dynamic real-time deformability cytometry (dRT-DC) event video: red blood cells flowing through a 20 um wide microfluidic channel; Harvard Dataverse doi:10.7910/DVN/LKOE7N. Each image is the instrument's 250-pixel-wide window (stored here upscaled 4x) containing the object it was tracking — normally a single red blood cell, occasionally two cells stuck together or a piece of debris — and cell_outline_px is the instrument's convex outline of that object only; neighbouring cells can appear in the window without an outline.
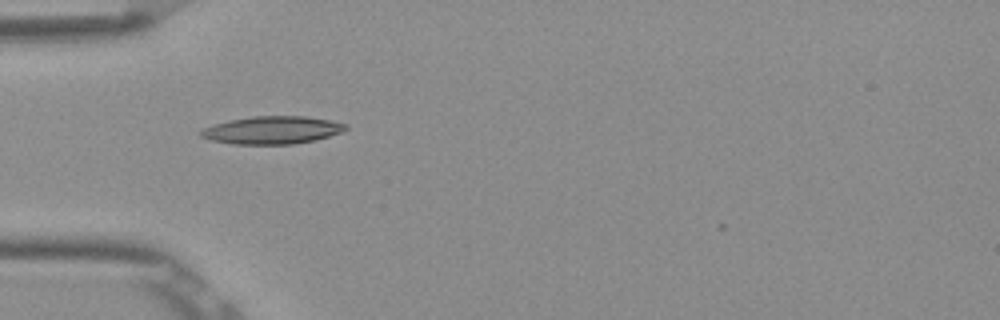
{"species": "Egyptian fruit bat (a non-hibernating species)", "species_latin": "Rousettus aegyptiacus", "temperature_condition": "room temperature", "stored_images_in_passage": 5, "camera_frame_rate_fps": 3000, "um_per_image_px": 0.085, "frame": {"image": 1, "passage_image": 1, "time_ms": 0.0, "image_size_px": [1000, 320], "cell_outline_px": [[348, 128], [340, 132], [316, 140], [292, 144], [232, 144], [212, 140], [200, 136], [200, 132], [204, 128], [216, 124], [232, 120], [252, 116], [304, 116], [328, 120], [348, 124]], "centroid_in_image_um": [23.16, 11.06], "position_along_channel_um": 61.8, "area_um2": 23.12}}
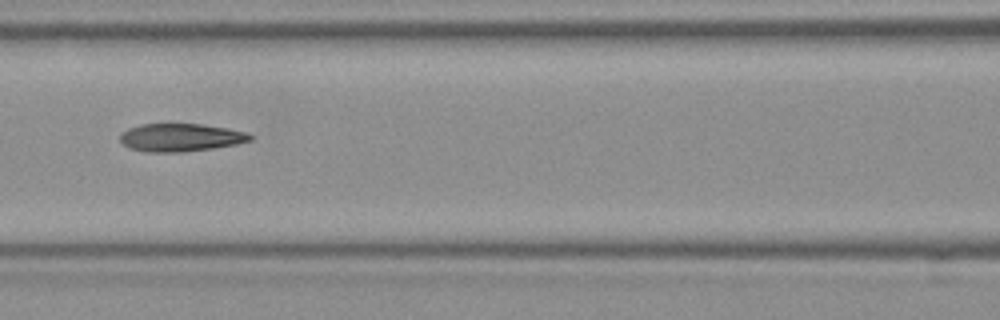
{"frame": {"image": 2, "passage_image": 3, "time_ms": 0.667, "image_size_px": [1000, 320], "cell_outline_px": [[252, 140], [236, 144], [212, 148], [180, 152], [144, 152], [128, 148], [120, 140], [120, 132], [128, 128], [140, 124], [200, 124], [228, 128], [244, 132], [252, 136]], "centroid_in_image_um": [15.3, 11.69], "position_along_channel_um": 151.3, "area_um2": 21.15}}
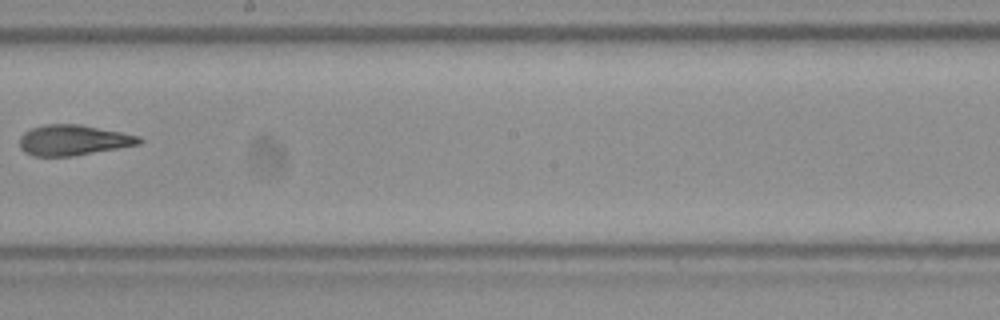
{"frame": {"image": 3, "passage_image": 5, "time_ms": 1.333, "image_size_px": [1000, 320], "cell_outline_px": [[144, 140], [140, 144], [72, 156], [32, 156], [24, 152], [20, 148], [20, 136], [24, 132], [32, 128], [44, 124], [80, 124], [140, 136]], "centroid_in_image_um": [6.21, 11.91], "position_along_channel_um": 242.0, "area_um2": 21.21}}